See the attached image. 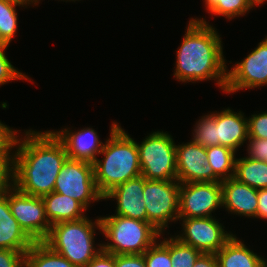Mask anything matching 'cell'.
Segmentation results:
<instances>
[{"mask_svg":"<svg viewBox=\"0 0 267 267\" xmlns=\"http://www.w3.org/2000/svg\"><path fill=\"white\" fill-rule=\"evenodd\" d=\"M262 267H267V261L264 263V265Z\"/></svg>","mask_w":267,"mask_h":267,"instance_id":"b9f144b4","label":"cell"},{"mask_svg":"<svg viewBox=\"0 0 267 267\" xmlns=\"http://www.w3.org/2000/svg\"><path fill=\"white\" fill-rule=\"evenodd\" d=\"M85 267H116L115 255L101 250Z\"/></svg>","mask_w":267,"mask_h":267,"instance_id":"d590c367","label":"cell"},{"mask_svg":"<svg viewBox=\"0 0 267 267\" xmlns=\"http://www.w3.org/2000/svg\"><path fill=\"white\" fill-rule=\"evenodd\" d=\"M208 13L214 16H224L234 19L235 17L245 16L250 9L256 7L254 0H204Z\"/></svg>","mask_w":267,"mask_h":267,"instance_id":"cb8c5ba5","label":"cell"},{"mask_svg":"<svg viewBox=\"0 0 267 267\" xmlns=\"http://www.w3.org/2000/svg\"><path fill=\"white\" fill-rule=\"evenodd\" d=\"M194 126L192 141L203 147L217 145L216 112L202 116Z\"/></svg>","mask_w":267,"mask_h":267,"instance_id":"484cf974","label":"cell"},{"mask_svg":"<svg viewBox=\"0 0 267 267\" xmlns=\"http://www.w3.org/2000/svg\"><path fill=\"white\" fill-rule=\"evenodd\" d=\"M176 171L180 183L222 182L207 162L206 147L192 140L176 145Z\"/></svg>","mask_w":267,"mask_h":267,"instance_id":"4fadbf2b","label":"cell"},{"mask_svg":"<svg viewBox=\"0 0 267 267\" xmlns=\"http://www.w3.org/2000/svg\"><path fill=\"white\" fill-rule=\"evenodd\" d=\"M25 267H76L44 242H34L25 253Z\"/></svg>","mask_w":267,"mask_h":267,"instance_id":"603a6c76","label":"cell"},{"mask_svg":"<svg viewBox=\"0 0 267 267\" xmlns=\"http://www.w3.org/2000/svg\"><path fill=\"white\" fill-rule=\"evenodd\" d=\"M24 133L13 151V186L24 194L43 197L54 191L68 154L64 144L50 130L29 129Z\"/></svg>","mask_w":267,"mask_h":267,"instance_id":"6da1fadb","label":"cell"},{"mask_svg":"<svg viewBox=\"0 0 267 267\" xmlns=\"http://www.w3.org/2000/svg\"><path fill=\"white\" fill-rule=\"evenodd\" d=\"M116 267H146L143 254L115 255Z\"/></svg>","mask_w":267,"mask_h":267,"instance_id":"e575fe53","label":"cell"},{"mask_svg":"<svg viewBox=\"0 0 267 267\" xmlns=\"http://www.w3.org/2000/svg\"><path fill=\"white\" fill-rule=\"evenodd\" d=\"M8 45L0 44V85L7 84L10 81L15 80H29L27 75L17 70L10 62L8 57L5 54V49Z\"/></svg>","mask_w":267,"mask_h":267,"instance_id":"f1b7e54d","label":"cell"},{"mask_svg":"<svg viewBox=\"0 0 267 267\" xmlns=\"http://www.w3.org/2000/svg\"><path fill=\"white\" fill-rule=\"evenodd\" d=\"M220 207L221 182L180 183L178 218L212 217Z\"/></svg>","mask_w":267,"mask_h":267,"instance_id":"8fae6325","label":"cell"},{"mask_svg":"<svg viewBox=\"0 0 267 267\" xmlns=\"http://www.w3.org/2000/svg\"><path fill=\"white\" fill-rule=\"evenodd\" d=\"M101 230L109 242L102 243L104 252L120 254H144L162 235L147 221L109 215L100 217Z\"/></svg>","mask_w":267,"mask_h":267,"instance_id":"5b68a950","label":"cell"},{"mask_svg":"<svg viewBox=\"0 0 267 267\" xmlns=\"http://www.w3.org/2000/svg\"><path fill=\"white\" fill-rule=\"evenodd\" d=\"M17 4L0 0V44L8 45L15 37L18 27Z\"/></svg>","mask_w":267,"mask_h":267,"instance_id":"d4e9b609","label":"cell"},{"mask_svg":"<svg viewBox=\"0 0 267 267\" xmlns=\"http://www.w3.org/2000/svg\"><path fill=\"white\" fill-rule=\"evenodd\" d=\"M159 241L157 240L143 254L146 267H172L170 237Z\"/></svg>","mask_w":267,"mask_h":267,"instance_id":"83f0119b","label":"cell"},{"mask_svg":"<svg viewBox=\"0 0 267 267\" xmlns=\"http://www.w3.org/2000/svg\"><path fill=\"white\" fill-rule=\"evenodd\" d=\"M7 1H9L11 3H14V4H17V5L21 6V7L25 6L27 8V5L28 6L29 5H33V4L34 5H38L40 0H7Z\"/></svg>","mask_w":267,"mask_h":267,"instance_id":"f35d334b","label":"cell"},{"mask_svg":"<svg viewBox=\"0 0 267 267\" xmlns=\"http://www.w3.org/2000/svg\"><path fill=\"white\" fill-rule=\"evenodd\" d=\"M180 182L178 180H147L145 178L143 199L147 222L163 234L170 221L179 216ZM169 222V224H168Z\"/></svg>","mask_w":267,"mask_h":267,"instance_id":"52a82bcc","label":"cell"},{"mask_svg":"<svg viewBox=\"0 0 267 267\" xmlns=\"http://www.w3.org/2000/svg\"><path fill=\"white\" fill-rule=\"evenodd\" d=\"M33 243L11 213L8 190L0 194V249L26 253Z\"/></svg>","mask_w":267,"mask_h":267,"instance_id":"ac0fdd59","label":"cell"},{"mask_svg":"<svg viewBox=\"0 0 267 267\" xmlns=\"http://www.w3.org/2000/svg\"><path fill=\"white\" fill-rule=\"evenodd\" d=\"M227 69V82L224 92L236 93L267 85V36L241 62Z\"/></svg>","mask_w":267,"mask_h":267,"instance_id":"7c38bea8","label":"cell"},{"mask_svg":"<svg viewBox=\"0 0 267 267\" xmlns=\"http://www.w3.org/2000/svg\"><path fill=\"white\" fill-rule=\"evenodd\" d=\"M257 218L267 220V188L258 190Z\"/></svg>","mask_w":267,"mask_h":267,"instance_id":"8d00e7d4","label":"cell"},{"mask_svg":"<svg viewBox=\"0 0 267 267\" xmlns=\"http://www.w3.org/2000/svg\"><path fill=\"white\" fill-rule=\"evenodd\" d=\"M18 131L13 130L0 121V156H14L15 153L11 151L13 150L12 148L17 146L19 139Z\"/></svg>","mask_w":267,"mask_h":267,"instance_id":"f546056e","label":"cell"},{"mask_svg":"<svg viewBox=\"0 0 267 267\" xmlns=\"http://www.w3.org/2000/svg\"><path fill=\"white\" fill-rule=\"evenodd\" d=\"M193 267H218L216 254L202 253Z\"/></svg>","mask_w":267,"mask_h":267,"instance_id":"74e56055","label":"cell"},{"mask_svg":"<svg viewBox=\"0 0 267 267\" xmlns=\"http://www.w3.org/2000/svg\"><path fill=\"white\" fill-rule=\"evenodd\" d=\"M95 229L102 232L100 217L94 222L87 216L59 222L51 226L44 243L76 267H85L102 250L101 243L98 244L99 248L94 246Z\"/></svg>","mask_w":267,"mask_h":267,"instance_id":"277c9868","label":"cell"},{"mask_svg":"<svg viewBox=\"0 0 267 267\" xmlns=\"http://www.w3.org/2000/svg\"><path fill=\"white\" fill-rule=\"evenodd\" d=\"M244 113L234 112L229 107L217 112V145L225 146L233 151L238 150L248 140V119Z\"/></svg>","mask_w":267,"mask_h":267,"instance_id":"e0dca14e","label":"cell"},{"mask_svg":"<svg viewBox=\"0 0 267 267\" xmlns=\"http://www.w3.org/2000/svg\"><path fill=\"white\" fill-rule=\"evenodd\" d=\"M248 119V137L267 139V111L251 115Z\"/></svg>","mask_w":267,"mask_h":267,"instance_id":"4dcf8cb0","label":"cell"},{"mask_svg":"<svg viewBox=\"0 0 267 267\" xmlns=\"http://www.w3.org/2000/svg\"><path fill=\"white\" fill-rule=\"evenodd\" d=\"M13 159L14 156H0V194L13 185Z\"/></svg>","mask_w":267,"mask_h":267,"instance_id":"1f68e13d","label":"cell"},{"mask_svg":"<svg viewBox=\"0 0 267 267\" xmlns=\"http://www.w3.org/2000/svg\"><path fill=\"white\" fill-rule=\"evenodd\" d=\"M8 201L13 217L33 242H44L51 230L42 197L27 195L13 185L8 189Z\"/></svg>","mask_w":267,"mask_h":267,"instance_id":"9c48e42d","label":"cell"},{"mask_svg":"<svg viewBox=\"0 0 267 267\" xmlns=\"http://www.w3.org/2000/svg\"><path fill=\"white\" fill-rule=\"evenodd\" d=\"M233 235V237L216 253L218 267H262L267 261L260 257Z\"/></svg>","mask_w":267,"mask_h":267,"instance_id":"ffe728a7","label":"cell"},{"mask_svg":"<svg viewBox=\"0 0 267 267\" xmlns=\"http://www.w3.org/2000/svg\"><path fill=\"white\" fill-rule=\"evenodd\" d=\"M178 220H182L183 233L174 237L202 253L216 254L234 235L225 231V227L215 219V216L178 218Z\"/></svg>","mask_w":267,"mask_h":267,"instance_id":"30bf717a","label":"cell"},{"mask_svg":"<svg viewBox=\"0 0 267 267\" xmlns=\"http://www.w3.org/2000/svg\"><path fill=\"white\" fill-rule=\"evenodd\" d=\"M141 175L147 180H177L176 143L169 133L151 132L137 143Z\"/></svg>","mask_w":267,"mask_h":267,"instance_id":"8992f818","label":"cell"},{"mask_svg":"<svg viewBox=\"0 0 267 267\" xmlns=\"http://www.w3.org/2000/svg\"><path fill=\"white\" fill-rule=\"evenodd\" d=\"M45 213L49 223L52 225L64 222L75 221L86 217V209L75 199L56 192L42 197ZM85 211V212H84Z\"/></svg>","mask_w":267,"mask_h":267,"instance_id":"d6986e66","label":"cell"},{"mask_svg":"<svg viewBox=\"0 0 267 267\" xmlns=\"http://www.w3.org/2000/svg\"><path fill=\"white\" fill-rule=\"evenodd\" d=\"M54 192L75 199L86 210L91 202L104 200L96 186L94 165L85 160L67 158L56 178Z\"/></svg>","mask_w":267,"mask_h":267,"instance_id":"ba28073f","label":"cell"},{"mask_svg":"<svg viewBox=\"0 0 267 267\" xmlns=\"http://www.w3.org/2000/svg\"><path fill=\"white\" fill-rule=\"evenodd\" d=\"M220 36L204 18H190L182 43L176 51L174 77L188 83L215 79L224 92L227 63Z\"/></svg>","mask_w":267,"mask_h":267,"instance_id":"7a4b0ae2","label":"cell"},{"mask_svg":"<svg viewBox=\"0 0 267 267\" xmlns=\"http://www.w3.org/2000/svg\"><path fill=\"white\" fill-rule=\"evenodd\" d=\"M110 135L100 154L95 159L94 178L98 191L104 196L115 186L141 175L137 142L113 121Z\"/></svg>","mask_w":267,"mask_h":267,"instance_id":"3957f363","label":"cell"},{"mask_svg":"<svg viewBox=\"0 0 267 267\" xmlns=\"http://www.w3.org/2000/svg\"><path fill=\"white\" fill-rule=\"evenodd\" d=\"M0 267H25V253L0 249Z\"/></svg>","mask_w":267,"mask_h":267,"instance_id":"d6a6232c","label":"cell"},{"mask_svg":"<svg viewBox=\"0 0 267 267\" xmlns=\"http://www.w3.org/2000/svg\"><path fill=\"white\" fill-rule=\"evenodd\" d=\"M64 144L68 158L85 160L93 163L103 149L104 143L99 140L97 132L90 127L77 132L64 128L52 131Z\"/></svg>","mask_w":267,"mask_h":267,"instance_id":"9a60e30c","label":"cell"},{"mask_svg":"<svg viewBox=\"0 0 267 267\" xmlns=\"http://www.w3.org/2000/svg\"><path fill=\"white\" fill-rule=\"evenodd\" d=\"M61 1H65V0H61ZM67 1H74V2H75V1H78V0H66V2H67Z\"/></svg>","mask_w":267,"mask_h":267,"instance_id":"60d3db41","label":"cell"},{"mask_svg":"<svg viewBox=\"0 0 267 267\" xmlns=\"http://www.w3.org/2000/svg\"><path fill=\"white\" fill-rule=\"evenodd\" d=\"M247 144V158L265 161L267 159V139L249 138Z\"/></svg>","mask_w":267,"mask_h":267,"instance_id":"836d02e7","label":"cell"},{"mask_svg":"<svg viewBox=\"0 0 267 267\" xmlns=\"http://www.w3.org/2000/svg\"><path fill=\"white\" fill-rule=\"evenodd\" d=\"M234 178L254 189H265L267 188V163L247 157L237 158Z\"/></svg>","mask_w":267,"mask_h":267,"instance_id":"44dd1931","label":"cell"},{"mask_svg":"<svg viewBox=\"0 0 267 267\" xmlns=\"http://www.w3.org/2000/svg\"><path fill=\"white\" fill-rule=\"evenodd\" d=\"M201 254V251L180 242L174 236H170L172 267H193Z\"/></svg>","mask_w":267,"mask_h":267,"instance_id":"4316f807","label":"cell"},{"mask_svg":"<svg viewBox=\"0 0 267 267\" xmlns=\"http://www.w3.org/2000/svg\"><path fill=\"white\" fill-rule=\"evenodd\" d=\"M207 162L213 168V173L221 180L234 177L236 166V151L216 145L206 147Z\"/></svg>","mask_w":267,"mask_h":267,"instance_id":"7402d4cb","label":"cell"},{"mask_svg":"<svg viewBox=\"0 0 267 267\" xmlns=\"http://www.w3.org/2000/svg\"><path fill=\"white\" fill-rule=\"evenodd\" d=\"M145 178L140 175L136 178L115 186L103 196L106 199H116L115 215L147 221V211L143 199Z\"/></svg>","mask_w":267,"mask_h":267,"instance_id":"5bb4252c","label":"cell"},{"mask_svg":"<svg viewBox=\"0 0 267 267\" xmlns=\"http://www.w3.org/2000/svg\"><path fill=\"white\" fill-rule=\"evenodd\" d=\"M222 206L231 214L257 218L258 190L232 177L221 182Z\"/></svg>","mask_w":267,"mask_h":267,"instance_id":"2e32d148","label":"cell"},{"mask_svg":"<svg viewBox=\"0 0 267 267\" xmlns=\"http://www.w3.org/2000/svg\"><path fill=\"white\" fill-rule=\"evenodd\" d=\"M267 0H257V6L262 5L264 2H266Z\"/></svg>","mask_w":267,"mask_h":267,"instance_id":"ab89813d","label":"cell"}]
</instances>
